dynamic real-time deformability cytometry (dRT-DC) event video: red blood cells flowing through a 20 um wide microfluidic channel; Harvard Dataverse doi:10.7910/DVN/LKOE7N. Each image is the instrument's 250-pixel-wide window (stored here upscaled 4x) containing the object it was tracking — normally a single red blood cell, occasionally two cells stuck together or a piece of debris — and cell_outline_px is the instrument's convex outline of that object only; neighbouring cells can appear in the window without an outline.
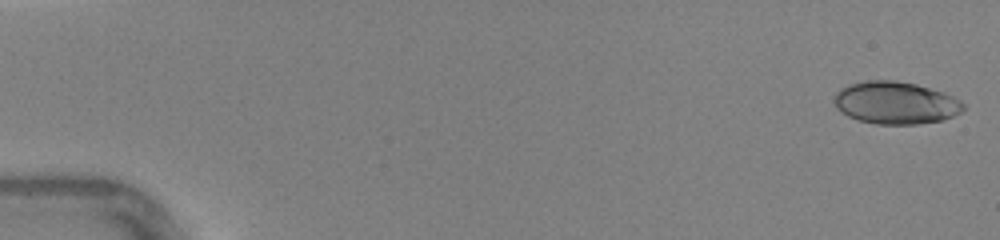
{"species": "human", "species_latin": "Homo sapiens", "temperature_condition": "warm", "stored_images_in_passage": 46, "camera_frame_rate_fps": 3000, "um_per_image_px": 0.085, "donor": {"sex": "female"}, "frame": {"image": 1, "passage_image": 1, "time_ms": 0.0, "image_size_px": [1000, 240], "cell_outline_px": [[964, 108], [960, 112], [952, 116], [940, 120], [916, 124], [876, 124], [860, 120], [848, 116], [836, 108], [832, 100], [836, 92], [840, 88], [848, 84], [864, 80], [896, 80], [916, 84], [944, 92], [960, 100], [964, 104]], "centroid_in_image_um": [76.08, 8.72], "position_along_channel_um": 8.9, "area_um2": 32.02}}
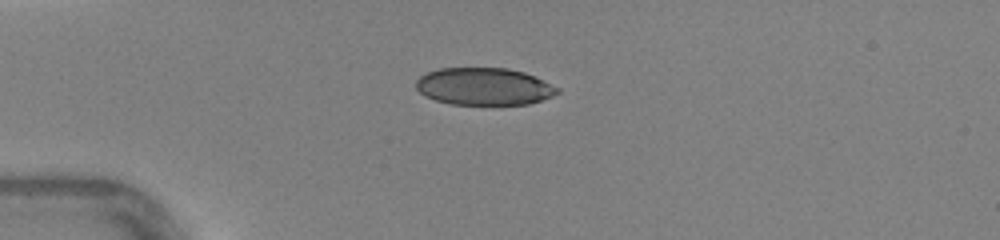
{"frame": {"image": 2, "passage_image": 12, "time_ms": 3.667, "image_size_px": [1000, 240], "cell_outline_px": [[560, 92], [552, 96], [528, 104], [452, 104], [436, 100], [420, 92], [416, 88], [416, 80], [424, 72], [440, 68], [508, 68], [524, 72], [544, 80], [560, 88]], "centroid_in_image_um": [41.15, 7.33], "position_along_channel_um": 43.8, "area_um2": 30.69}}
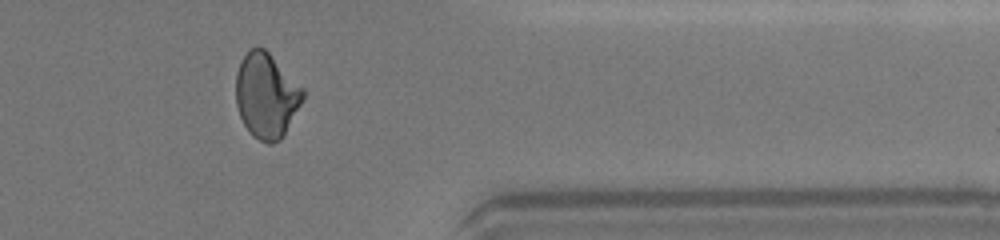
{"frame": {"image": 3, "passage_image": 38, "time_ms": 12.333, "image_size_px": [1000, 240], "cell_outline_px": [[304, 96], [284, 136], [280, 140], [272, 144], [268, 144], [252, 136], [248, 132], [240, 116], [236, 104], [236, 72], [240, 60], [252, 48], [264, 48], [304, 88]], "centroid_in_image_um": [22.63, 8.15], "position_along_channel_um": 388.8, "area_um2": 33.12}, "authors_computed_cell_mechanics": {"area_um2": 32.3391, "velocity_mm_per_s": 4.4198, "shape_relaxation_time_tau1_ms": 7.3337, "shape_relaxation_time_tau2_ms": 1.2089, "deformation_change_tau1": 0.1903, "deformation_change_tau2": 0.0612}}